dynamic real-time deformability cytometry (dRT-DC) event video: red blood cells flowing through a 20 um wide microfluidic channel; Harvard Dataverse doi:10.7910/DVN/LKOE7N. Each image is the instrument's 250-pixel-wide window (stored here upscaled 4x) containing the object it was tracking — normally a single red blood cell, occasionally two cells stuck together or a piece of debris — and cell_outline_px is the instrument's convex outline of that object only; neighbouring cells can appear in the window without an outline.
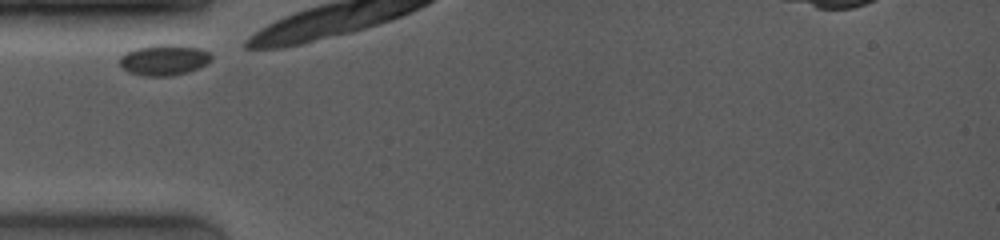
{"species": "common noctule bat (a hibernating species)", "species_latin": "Nyctalus noctula", "temperature_condition": "room temperature", "stored_images_in_passage": 6, "camera_frame_rate_fps": 4000, "um_per_image_px": 0.085, "animal": {"sex": "female", "body_mass_g": 19.0, "forearm_length_mm": 53.3}, "frame": {"image": 1, "passage_image": 1, "time_ms": 0.0, "image_size_px": [1000, 240], "cell_outline_px": [[212, 60], [200, 68], [188, 72], [172, 76], [144, 76], [128, 72], [120, 64], [120, 56], [124, 52], [136, 48], [156, 44], [176, 44], [200, 48], [208, 52], [212, 56]], "centroid_in_image_um": [13.96, 5.09], "position_along_channel_um": 71.0, "area_um2": 16.7}}